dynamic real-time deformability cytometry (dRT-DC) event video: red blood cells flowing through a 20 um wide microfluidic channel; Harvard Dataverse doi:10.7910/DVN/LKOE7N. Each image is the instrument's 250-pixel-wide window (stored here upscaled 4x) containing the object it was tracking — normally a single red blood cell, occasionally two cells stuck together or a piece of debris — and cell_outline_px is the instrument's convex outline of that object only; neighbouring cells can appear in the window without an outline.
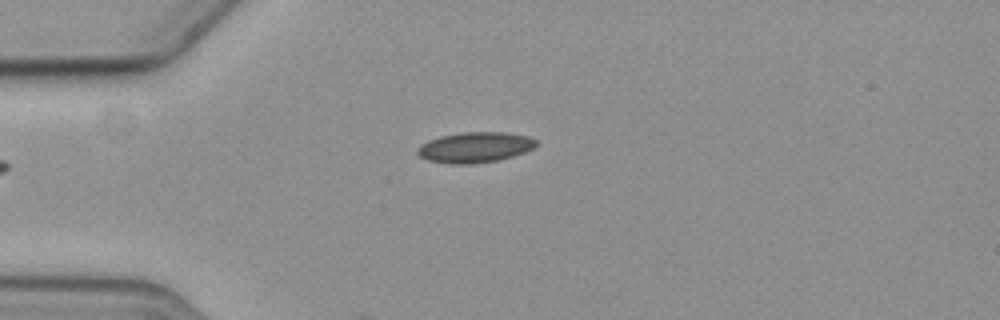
{"species": "common noctule bat (a hibernating species)", "species_latin": "Nyctalus noctula", "temperature_condition": "cold", "stored_images_in_passage": 5, "camera_frame_rate_fps": 3000, "um_per_image_px": 0.085, "animal": {"sex": "female", "body_mass_g": 19.3, "forearm_length_mm": 54.1}, "frame": {"image": 1, "passage_image": 5, "time_ms": 4.333, "image_size_px": [1000, 320], "cell_outline_px": [[536, 144], [532, 148], [524, 152], [512, 156], [496, 160], [472, 164], [448, 164], [428, 160], [420, 156], [416, 152], [416, 148], [420, 144], [428, 140], [440, 136], [464, 132], [504, 132], [528, 136], [536, 140]], "centroid_in_image_um": [40.32, 12.52], "position_along_channel_um": 44.7, "area_um2": 21.04}}